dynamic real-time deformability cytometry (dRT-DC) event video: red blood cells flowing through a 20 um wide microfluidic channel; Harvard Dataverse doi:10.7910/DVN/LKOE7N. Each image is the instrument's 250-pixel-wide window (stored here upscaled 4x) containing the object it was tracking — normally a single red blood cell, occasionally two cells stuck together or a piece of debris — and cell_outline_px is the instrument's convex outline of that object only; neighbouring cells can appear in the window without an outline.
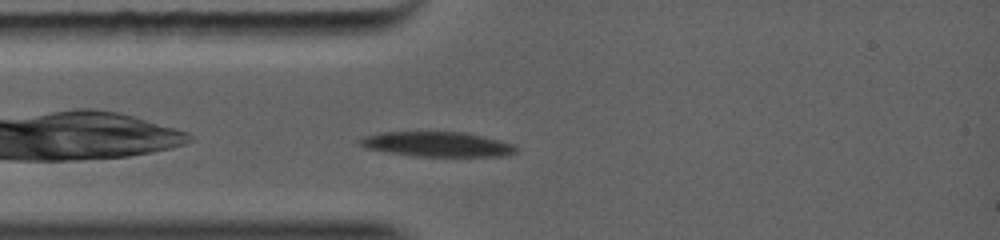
{"species": "common noctule bat (a hibernating species)", "species_latin": "Nyctalus noctula", "temperature_condition": "warm", "stored_images_in_passage": 4, "camera_frame_rate_fps": 5000, "um_per_image_px": 0.085, "animal": {"sex": "female", "body_mass_g": 19.0, "forearm_length_mm": 56.7}, "frame": {"image": 1, "passage_image": 1, "time_ms": 0.0, "image_size_px": [1000, 240], "cell_outline_px": [[520, 148], [516, 152], [508, 156], [408, 156], [360, 148], [356, 144], [360, 140], [368, 136], [392, 132], [452, 132], [476, 136], [512, 144]], "centroid_in_image_um": [37.08, 12.3], "position_along_channel_um": 47.9, "area_um2": 22.25}}